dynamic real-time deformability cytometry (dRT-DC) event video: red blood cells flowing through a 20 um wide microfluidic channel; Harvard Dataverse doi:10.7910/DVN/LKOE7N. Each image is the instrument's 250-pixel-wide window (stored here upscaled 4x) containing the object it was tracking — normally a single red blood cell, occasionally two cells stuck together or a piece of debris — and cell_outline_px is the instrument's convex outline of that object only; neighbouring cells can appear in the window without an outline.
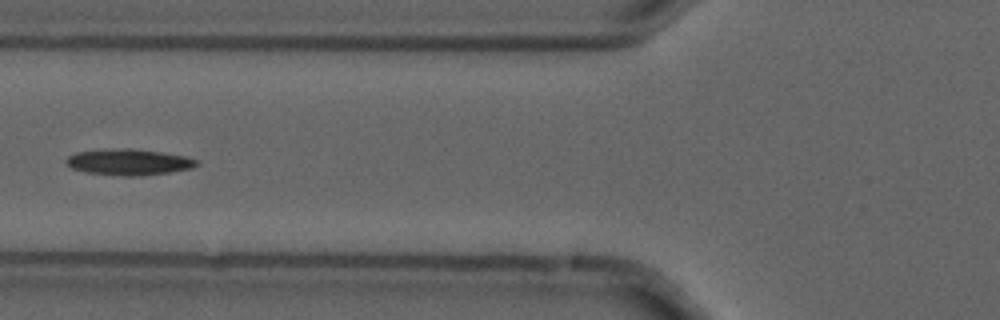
{"species": "common noctule bat (a hibernating species)", "species_latin": "Nyctalus noctula", "temperature_condition": "cold", "stored_images_in_passage": 6, "camera_frame_rate_fps": 3000, "um_per_image_px": 0.085, "animal": {"sex": "male", "forearm_length_mm": 52.5}, "frame": {"image": 1, "passage_image": 6, "time_ms": 1.667, "image_size_px": [1000, 320], "cell_outline_px": [[200, 164], [192, 168], [172, 172], [140, 176], [124, 176], [84, 172], [72, 168], [64, 160], [68, 156], [76, 152], [112, 148], [132, 148], [188, 156], [196, 160]], "centroid_in_image_um": [10.96, 13.77], "position_along_channel_um": 114.8, "area_um2": 20.06}}